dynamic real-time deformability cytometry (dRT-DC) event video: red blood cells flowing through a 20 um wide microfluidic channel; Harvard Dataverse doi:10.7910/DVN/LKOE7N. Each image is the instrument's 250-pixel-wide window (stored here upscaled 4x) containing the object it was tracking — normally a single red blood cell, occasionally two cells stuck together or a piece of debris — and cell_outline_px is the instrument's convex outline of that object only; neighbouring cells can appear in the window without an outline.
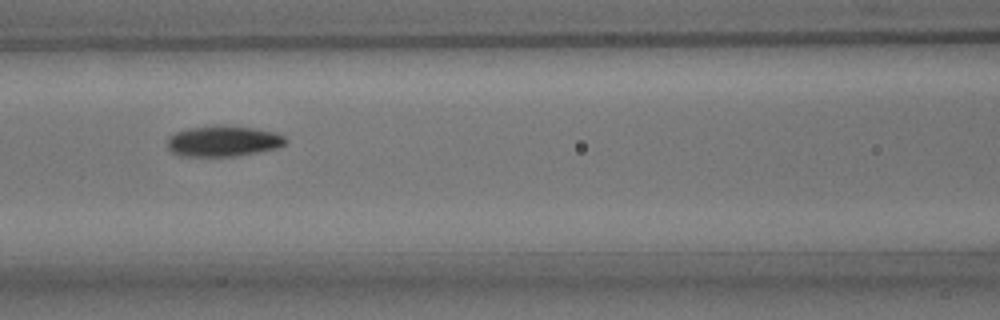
{"species": "common noctule bat (a hibernating species)", "species_latin": "Nyctalus noctula", "temperature_condition": "room temperature", "stored_images_in_passage": 9, "camera_frame_rate_fps": 3000, "um_per_image_px": 0.085, "animal": {"sex": "male", "body_mass_g": 15.6}, "frame": {"image": 1, "passage_image": 6, "time_ms": 5.667, "image_size_px": [1000, 320], "cell_outline_px": [[288, 140], [280, 148], [232, 156], [180, 156], [172, 152], [168, 148], [168, 136], [176, 132], [188, 128], [216, 124], [252, 128], [276, 132], [284, 136]], "centroid_in_image_um": [18.97, 11.98], "position_along_channel_um": 147.6, "area_um2": 21.33}}
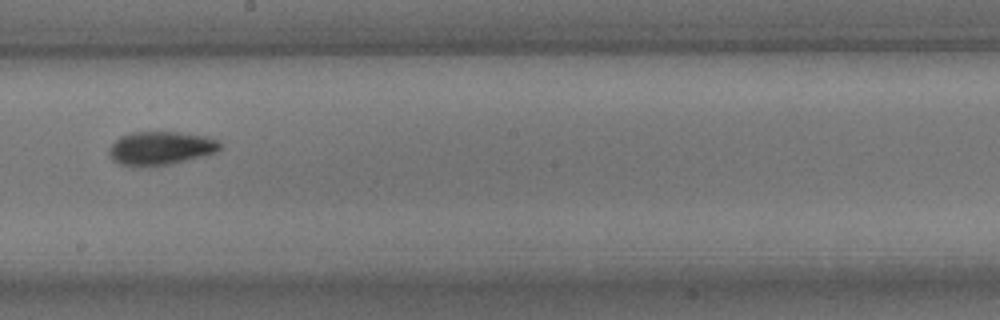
{"frame": {"image": 2, "passage_image": 8, "time_ms": 8.0, "image_size_px": [1000, 320], "cell_outline_px": [[220, 148], [216, 152], [204, 156], [172, 164], [148, 168], [120, 164], [112, 160], [108, 152], [108, 148], [120, 136], [132, 132], [180, 132], [204, 136], [216, 140], [220, 144]], "centroid_in_image_um": [13.62, 12.62], "position_along_channel_um": 234.6, "area_um2": 21.91}}
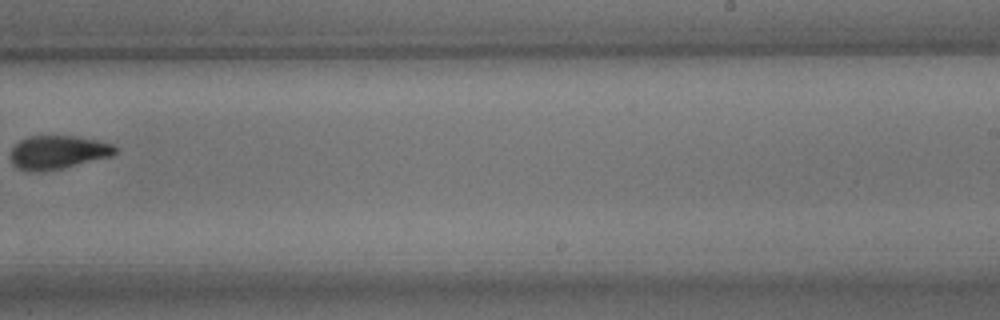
{"frame": {"image": 3, "passage_image": 9, "time_ms": 9.333, "image_size_px": [1000, 320], "cell_outline_px": [[116, 152], [112, 156], [64, 168], [36, 172], [28, 172], [16, 168], [12, 164], [12, 148], [20, 140], [28, 136], [76, 136], [96, 140], [112, 144], [116, 148]], "centroid_in_image_um": [4.91, 12.95], "position_along_channel_um": 284.1, "area_um2": 20.46}}